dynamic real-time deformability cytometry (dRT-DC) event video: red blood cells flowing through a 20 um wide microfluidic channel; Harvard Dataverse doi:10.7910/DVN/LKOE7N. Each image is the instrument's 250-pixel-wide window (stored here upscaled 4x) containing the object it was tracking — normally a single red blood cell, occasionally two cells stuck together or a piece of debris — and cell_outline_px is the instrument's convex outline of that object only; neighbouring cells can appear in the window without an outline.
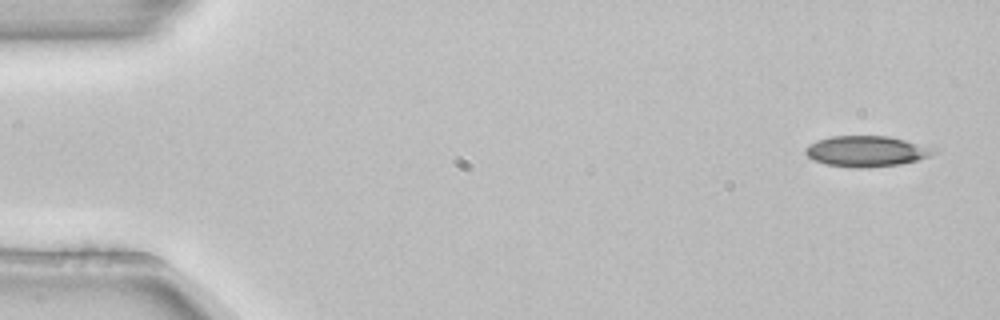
{"species": "common noctule bat (a hibernating species)", "species_latin": "Nyctalus noctula", "temperature_condition": "room temperature", "stored_images_in_passage": 4, "camera_frame_rate_fps": 3000, "um_per_image_px": 0.085, "animal": {"sex": "female", "body_mass_g": 22.7, "forearm_length_mm": 54.2}, "frame": {"image": 1, "passage_image": 1, "time_ms": 0.0, "image_size_px": [1000, 320], "cell_outline_px": [[936, 152], [928, 156], [916, 160], [900, 164], [868, 168], [860, 168], [828, 164], [812, 160], [804, 152], [804, 148], [808, 144], [816, 140], [832, 136], [888, 136], [936, 148]], "centroid_in_image_um": [73.61, 12.85], "position_along_channel_um": 11.4, "area_um2": 22.89}}